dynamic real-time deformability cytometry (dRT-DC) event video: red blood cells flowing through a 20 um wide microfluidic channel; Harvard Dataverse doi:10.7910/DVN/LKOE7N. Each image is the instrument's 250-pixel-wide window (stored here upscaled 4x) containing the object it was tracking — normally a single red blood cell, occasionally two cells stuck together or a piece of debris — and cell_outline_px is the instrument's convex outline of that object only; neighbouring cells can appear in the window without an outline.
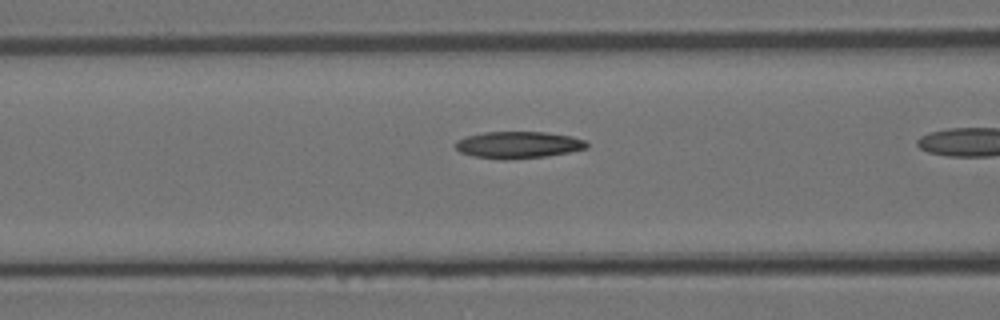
{"species": "Egyptian fruit bat (a non-hibernating species)", "species_latin": "Rousettus aegyptiacus", "temperature_condition": "room temperature", "stored_images_in_passage": 17, "camera_frame_rate_fps": 3000, "um_per_image_px": 0.085, "animal": {"sex": "female"}, "frame": {"image": 1, "passage_image": 15, "time_ms": 4.667, "image_size_px": [1000, 320], "cell_outline_px": [[588, 148], [568, 152], [544, 156], [508, 160], [500, 160], [472, 156], [460, 152], [452, 144], [456, 140], [464, 136], [484, 132], [544, 132], [572, 136], [584, 140], [588, 144]], "centroid_in_image_um": [43.98, 12.31], "position_along_channel_um": 122.6, "area_um2": 20.75}}